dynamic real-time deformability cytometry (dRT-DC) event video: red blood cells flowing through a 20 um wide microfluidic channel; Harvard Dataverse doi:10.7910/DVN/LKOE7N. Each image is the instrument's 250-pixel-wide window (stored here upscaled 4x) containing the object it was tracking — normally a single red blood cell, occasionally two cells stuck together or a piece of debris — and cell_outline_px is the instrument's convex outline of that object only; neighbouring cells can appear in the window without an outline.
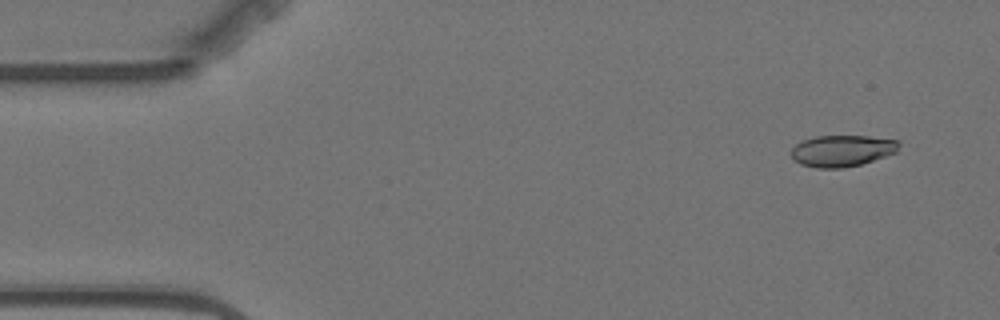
{"species": "Egyptian fruit bat (a non-hibernating species)", "species_latin": "Rousettus aegyptiacus", "temperature_condition": "warm", "stored_images_in_passage": 6, "camera_frame_rate_fps": 3000, "um_per_image_px": 0.085, "animal": {"sex": "female"}, "frame": {"image": 1, "passage_image": 1, "time_ms": 0.0, "image_size_px": [1000, 320], "cell_outline_px": [[900, 144], [896, 152], [860, 164], [844, 168], [816, 168], [800, 164], [792, 156], [792, 148], [796, 144], [804, 140], [816, 136], [868, 136], [900, 140]], "centroid_in_image_um": [71.59, 12.81], "position_along_channel_um": 13.4, "area_um2": 19.59}}
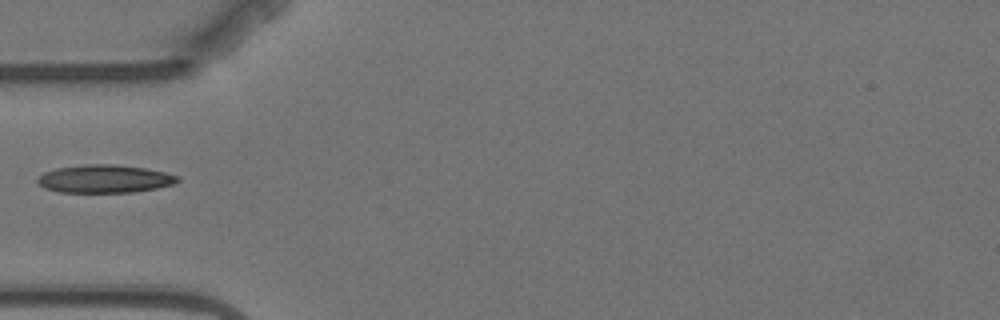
{"frame": {"image": 2, "passage_image": 5, "time_ms": 4.667, "image_size_px": [1000, 320], "cell_outline_px": [[180, 180], [172, 184], [156, 188], [132, 192], [60, 192], [44, 188], [36, 180], [44, 172], [56, 168], [84, 164], [116, 164], [144, 168], [164, 172], [180, 176]], "centroid_in_image_um": [8.89, 15.19], "position_along_channel_um": 76.1, "area_um2": 22.77}}
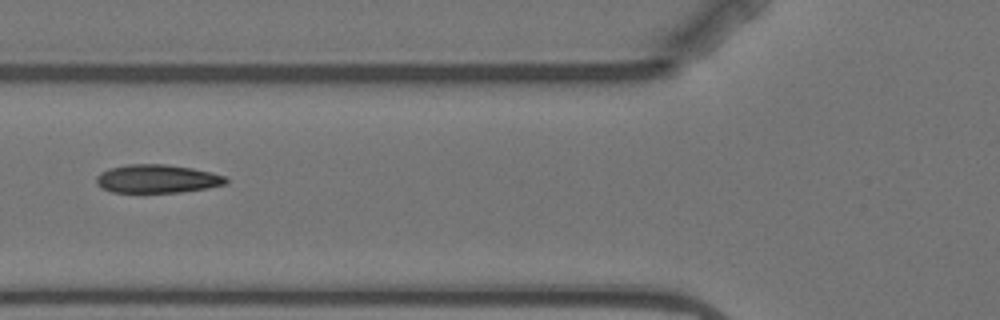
{"frame": {"image": 3, "passage_image": 6, "time_ms": 5.667, "image_size_px": [1000, 320], "cell_outline_px": [[228, 180], [224, 184], [208, 188], [180, 192], [144, 196], [112, 192], [100, 188], [96, 184], [96, 176], [100, 172], [108, 168], [128, 164], [164, 164], [192, 168], [212, 172], [224, 176]], "centroid_in_image_um": [13.27, 15.25], "position_along_channel_um": 112.5, "area_um2": 22.48}}